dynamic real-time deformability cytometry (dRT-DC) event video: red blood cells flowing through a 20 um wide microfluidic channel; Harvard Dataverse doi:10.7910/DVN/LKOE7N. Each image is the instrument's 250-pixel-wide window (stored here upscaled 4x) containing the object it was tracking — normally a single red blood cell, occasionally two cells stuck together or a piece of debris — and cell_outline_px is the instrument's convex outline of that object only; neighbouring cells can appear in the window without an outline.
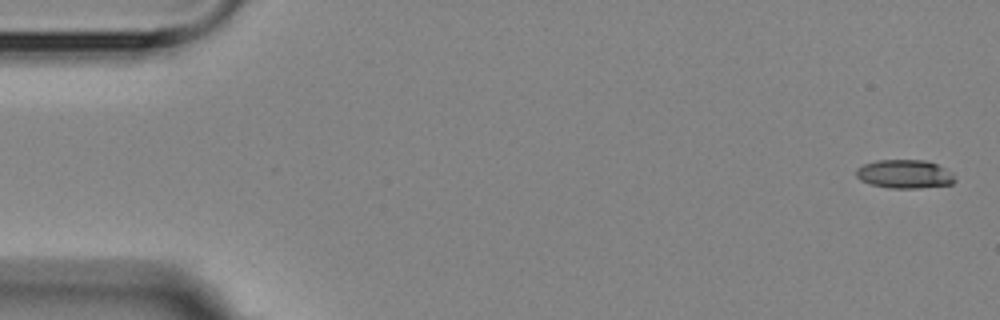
{"species": "Egyptian fruit bat (a non-hibernating species)", "species_latin": "Rousettus aegyptiacus", "temperature_condition": "room temperature", "stored_images_in_passage": 5, "camera_frame_rate_fps": 3000, "um_per_image_px": 0.085, "animal": {"sex": "female"}, "frame": {"image": 1, "passage_image": 1, "time_ms": 0.0, "image_size_px": [1000, 320], "cell_outline_px": [[956, 180], [952, 184], [920, 188], [888, 188], [872, 184], [860, 180], [856, 176], [856, 168], [864, 164], [876, 160], [924, 160], [936, 164], [952, 172]], "centroid_in_image_um": [76.89, 14.79], "position_along_channel_um": 8.1, "area_um2": 16.47}}
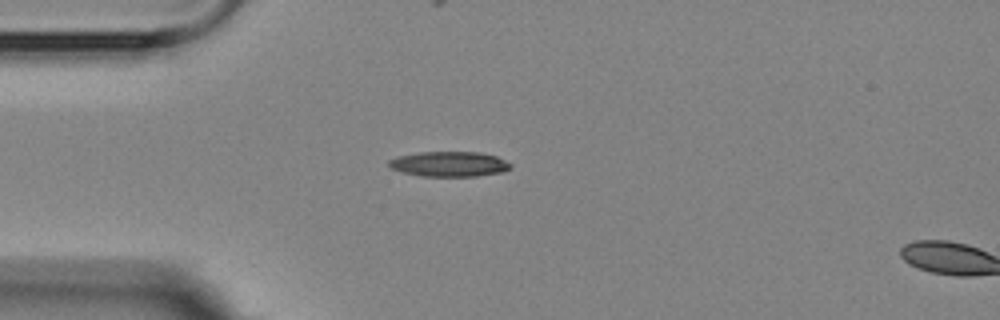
{"frame": {"image": 2, "passage_image": 4, "time_ms": 4.333, "image_size_px": [1000, 320], "cell_outline_px": [[512, 168], [504, 172], [476, 176], [420, 176], [404, 172], [392, 168], [388, 164], [388, 160], [396, 156], [420, 152], [480, 152], [496, 156], [512, 164]], "centroid_in_image_um": [38.21, 13.94], "position_along_channel_um": 46.8, "area_um2": 17.86}}